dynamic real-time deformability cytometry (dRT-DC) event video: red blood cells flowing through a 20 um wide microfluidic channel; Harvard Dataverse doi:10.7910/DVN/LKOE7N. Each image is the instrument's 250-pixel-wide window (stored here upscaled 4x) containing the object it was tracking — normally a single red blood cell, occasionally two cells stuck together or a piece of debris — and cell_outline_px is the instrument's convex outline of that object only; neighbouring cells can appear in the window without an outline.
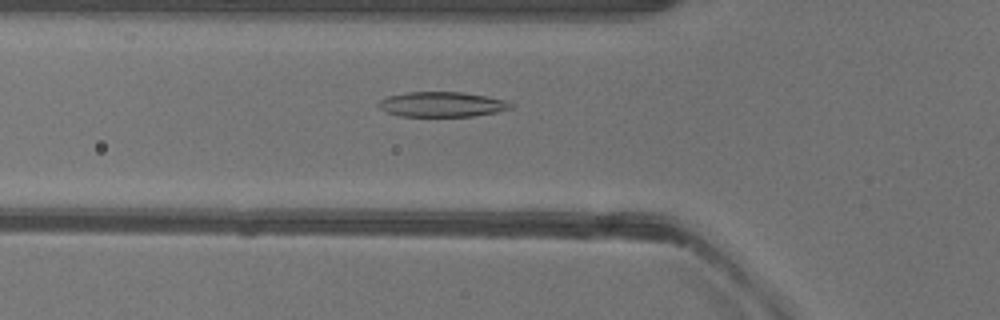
{"species": "common noctule bat (a hibernating species)", "species_latin": "Nyctalus noctula", "temperature_condition": "warm", "stored_images_in_passage": 43, "camera_frame_rate_fps": 3000, "um_per_image_px": 0.085, "animal": {"sex": "female"}, "frame": {"image": 1, "passage_image": 17, "time_ms": 5.333, "image_size_px": [1000, 320], "cell_outline_px": [[512, 108], [496, 112], [472, 116], [400, 116], [388, 112], [380, 108], [376, 104], [380, 100], [388, 96], [408, 92], [464, 92], [504, 100], [512, 104]], "centroid_in_image_um": [37.54, 8.87], "position_along_channel_um": 88.3, "area_um2": 19.07}}
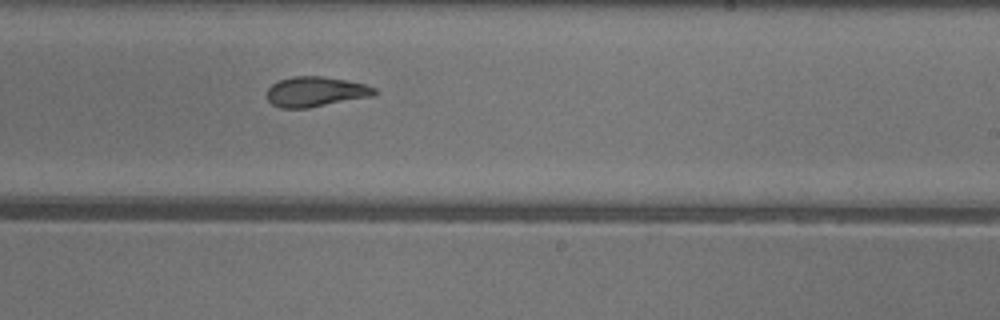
{"frame": {"image": 2, "passage_image": 30, "time_ms": 9.667, "image_size_px": [1000, 320], "cell_outline_px": [[376, 92], [372, 96], [308, 108], [280, 108], [272, 104], [268, 100], [268, 88], [272, 84], [280, 80], [292, 76], [324, 76], [364, 84], [376, 88]], "centroid_in_image_um": [26.81, 7.79], "position_along_channel_um": 262.2, "area_um2": 18.67}}
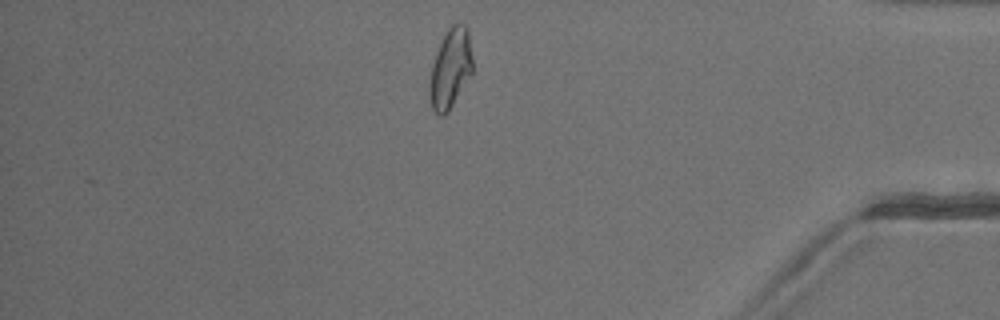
{"frame": {"image": 3, "passage_image": 43, "time_ms": 14.0, "image_size_px": [1000, 320], "cell_outline_px": [[472, 72], [448, 112], [444, 116], [440, 116], [432, 108], [428, 96], [428, 84], [432, 64], [436, 52], [444, 32], [452, 24], [460, 20], [468, 28], [472, 56]], "centroid_in_image_um": [38.26, 5.78], "position_along_channel_um": 396.9, "area_um2": 20.29}, "authors_computed_cell_mechanics": {"area_um2": 19.5364, "velocity_mm_per_s": 3.9995, "shape_relaxation_time_tau1_ms": 9.2029, "shape_relaxation_time_tau2_ms": 2.3886, "deformation_change_tau1": 0.2442, "deformation_change_tau2": 0.0947}}